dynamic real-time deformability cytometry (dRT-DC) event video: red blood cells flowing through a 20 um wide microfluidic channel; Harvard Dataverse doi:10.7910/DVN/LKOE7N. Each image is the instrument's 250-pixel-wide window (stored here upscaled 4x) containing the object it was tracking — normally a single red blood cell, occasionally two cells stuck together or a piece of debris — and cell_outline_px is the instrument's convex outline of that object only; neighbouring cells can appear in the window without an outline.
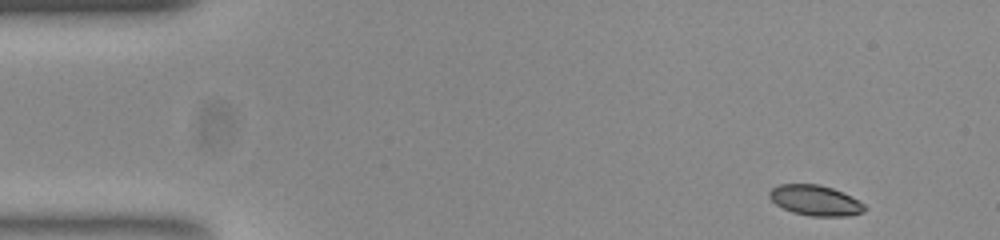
{"species": "common noctule bat (a hibernating species)", "species_latin": "Nyctalus noctula", "temperature_condition": "room temperature", "stored_images_in_passage": 51, "camera_frame_rate_fps": 3000, "um_per_image_px": 0.085, "animal": {"sex": "female", "body_mass_g": 23.0, "forearm_length_mm": 53.4}, "frame": {"image": 1, "passage_image": 1, "time_ms": 0.0, "image_size_px": [1000, 240], "cell_outline_px": [[868, 208], [864, 212], [848, 216], [812, 216], [792, 212], [776, 204], [768, 196], [768, 192], [772, 188], [780, 184], [820, 184], [844, 192], [852, 196], [864, 204]], "centroid_in_image_um": [69.33, 17.03], "position_along_channel_um": 15.7, "area_um2": 16.99}}
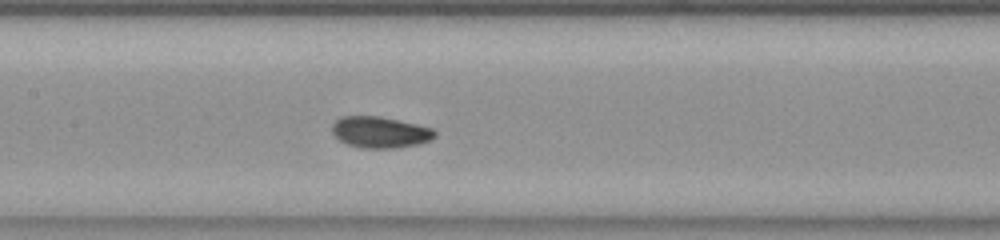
{"frame": {"image": 2, "passage_image": 22, "time_ms": 7.0, "image_size_px": [1000, 240], "cell_outline_px": [[436, 136], [432, 140], [420, 144], [396, 148], [364, 148], [348, 144], [340, 140], [332, 132], [332, 124], [340, 116], [380, 116], [416, 124], [432, 128], [436, 132]], "centroid_in_image_um": [32.33, 11.24], "position_along_channel_um": 175.1, "area_um2": 18.79}}
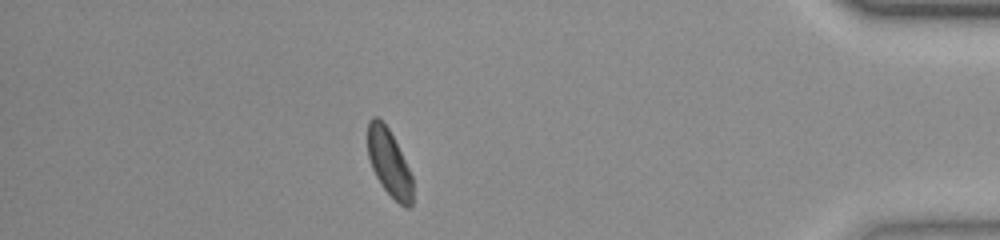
{"frame": {"image": 3, "passage_image": 44, "time_ms": 14.333, "image_size_px": [1000, 240], "cell_outline_px": [[412, 204], [408, 208], [404, 208], [384, 188], [376, 176], [372, 168], [368, 156], [368, 120], [372, 116], [376, 116], [388, 128], [412, 176]], "centroid_in_image_um": [33.06, 13.84], "position_along_channel_um": 402.1, "area_um2": 17.05}, "authors_computed_cell_mechanics": {"area_um2": 18.0336, "velocity_mm_per_s": 3.7281, "shape_relaxation_time_tau1_ms": 2.8845, "shape_relaxation_time_tau2_ms": 3.9388, "deformation_change_tau1": 0.0826, "deformation_change_tau2": 0.0578}}